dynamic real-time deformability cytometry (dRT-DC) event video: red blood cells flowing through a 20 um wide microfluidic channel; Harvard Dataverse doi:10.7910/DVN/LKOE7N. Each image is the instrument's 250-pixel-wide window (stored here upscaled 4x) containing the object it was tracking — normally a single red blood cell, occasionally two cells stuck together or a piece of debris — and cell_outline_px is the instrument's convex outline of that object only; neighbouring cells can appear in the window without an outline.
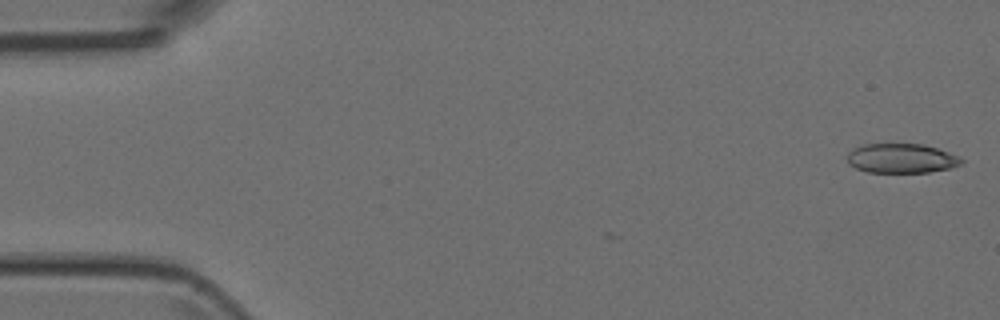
{"species": "Egyptian fruit bat (a non-hibernating species)", "species_latin": "Rousettus aegyptiacus", "temperature_condition": "room temperature", "stored_images_in_passage": 43, "camera_frame_rate_fps": 3000, "um_per_image_px": 0.085, "animal": {"sex": "female"}, "frame": {"image": 1, "passage_image": 1, "time_ms": 0.0, "image_size_px": [1000, 320], "cell_outline_px": [[964, 160], [960, 164], [952, 168], [928, 172], [868, 172], [856, 168], [848, 164], [848, 152], [852, 148], [864, 144], [924, 144], [960, 156]], "centroid_in_image_um": [76.62, 13.45], "position_along_channel_um": 8.4, "area_um2": 19.65}}
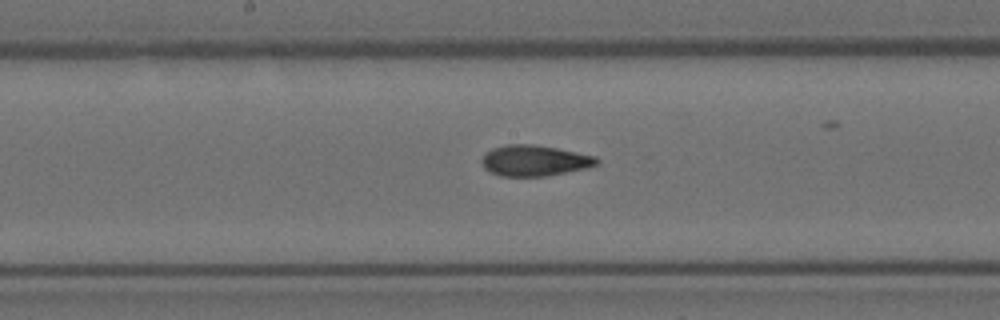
{"frame": {"image": 2, "passage_image": 25, "time_ms": 8.0, "image_size_px": [1000, 320], "cell_outline_px": [[600, 164], [588, 168], [548, 176], [500, 176], [488, 172], [484, 168], [480, 160], [484, 152], [492, 148], [508, 144], [536, 144], [596, 156], [600, 160]], "centroid_in_image_um": [45.42, 13.65], "position_along_channel_um": 202.8, "area_um2": 21.1}}
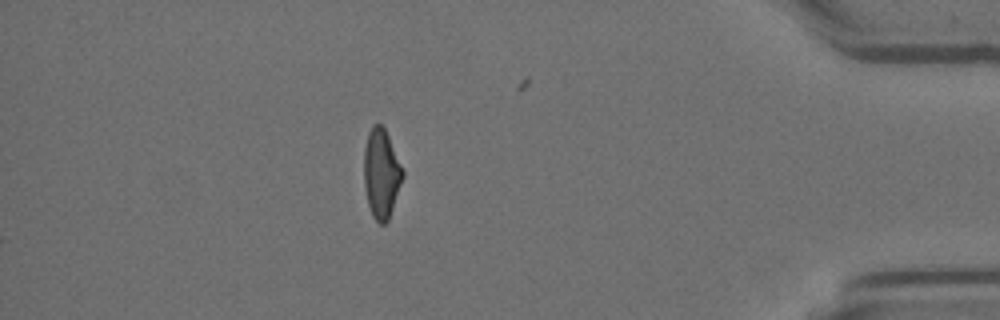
{"frame": {"image": 3, "passage_image": 43, "time_ms": 14.0, "image_size_px": [1000, 320], "cell_outline_px": [[404, 176], [388, 220], [384, 224], [380, 224], [372, 216], [368, 204], [364, 188], [364, 148], [368, 132], [372, 124], [380, 124], [384, 128], [388, 136], [404, 172]], "centroid_in_image_um": [32.4, 14.75], "position_along_channel_um": 402.8, "area_um2": 20.06}}